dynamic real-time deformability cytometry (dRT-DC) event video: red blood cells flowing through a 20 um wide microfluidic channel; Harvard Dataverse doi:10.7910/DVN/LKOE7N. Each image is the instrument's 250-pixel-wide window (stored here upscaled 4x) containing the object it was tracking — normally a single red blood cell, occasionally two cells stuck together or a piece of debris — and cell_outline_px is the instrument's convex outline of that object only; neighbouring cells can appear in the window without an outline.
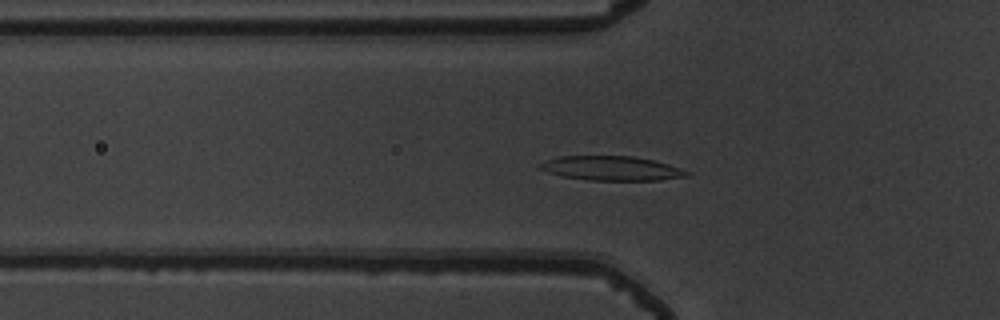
{"species": "common noctule bat (a hibernating species)", "species_latin": "Nyctalus noctula", "temperature_condition": "warm", "stored_images_in_passage": 39, "camera_frame_rate_fps": 3000, "um_per_image_px": 0.085, "animal": {"sex": "male", "body_mass_g": 19.5, "forearm_length_mm": 54.6}, "frame": {"image": 1, "passage_image": 14, "time_ms": 4.333, "image_size_px": [1000, 320], "cell_outline_px": [[692, 172], [688, 176], [660, 180], [588, 180], [564, 176], [548, 172], [536, 168], [536, 164], [560, 156], [632, 156], [652, 160], [668, 164]], "centroid_in_image_um": [51.97, 14.3], "position_along_channel_um": 73.8, "area_um2": 20.81}}
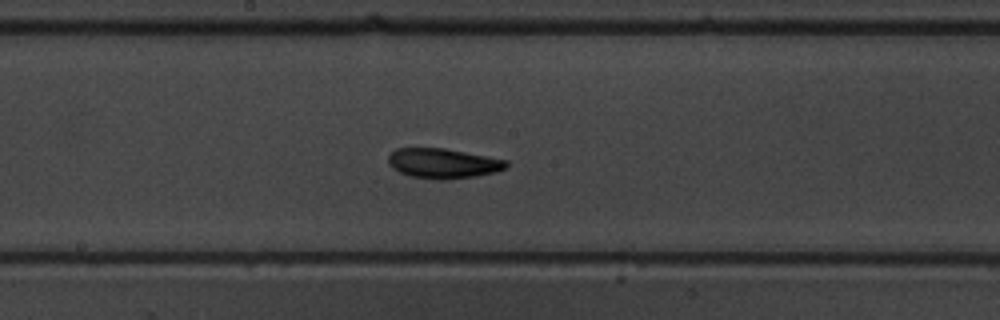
{"frame": {"image": 2, "passage_image": 25, "time_ms": 8.0, "image_size_px": [1000, 320], "cell_outline_px": [[508, 164], [504, 168], [496, 172], [476, 176], [444, 180], [436, 180], [408, 176], [392, 168], [388, 164], [388, 156], [396, 148], [444, 148], [508, 160]], "centroid_in_image_um": [37.64, 13.89], "position_along_channel_um": 210.6, "area_um2": 20.69}}
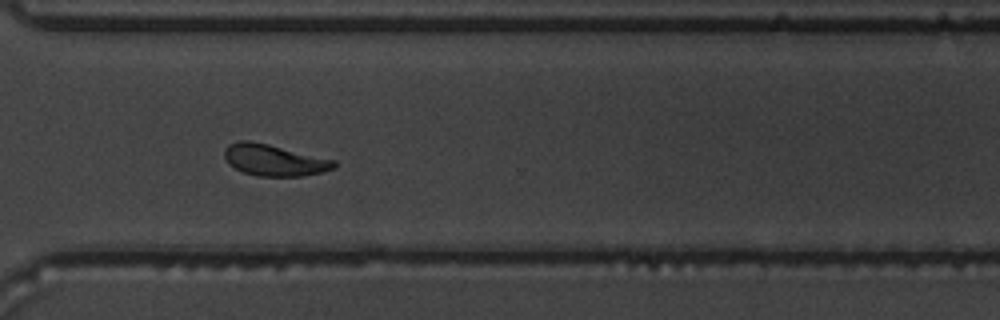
{"frame": {"image": 3, "passage_image": 36, "time_ms": 11.667, "image_size_px": [1000, 320], "cell_outline_px": [[336, 168], [324, 172], [304, 176], [256, 176], [244, 172], [228, 164], [224, 156], [224, 148], [228, 144], [240, 140], [248, 140], [268, 144], [336, 160]], "centroid_in_image_um": [23.31, 13.61], "position_along_channel_um": 347.3, "area_um2": 20.23}, "authors_computed_cell_mechanics": {"area_um2": 20.1722, "velocity_mm_per_s": 3.7303, "shape_relaxation_time_tau1_ms": 4.1381, "shape_relaxation_time_tau2_ms": 2.2791, "deformation_change_tau1": 0.1554, "deformation_change_tau2": 0.0692}}